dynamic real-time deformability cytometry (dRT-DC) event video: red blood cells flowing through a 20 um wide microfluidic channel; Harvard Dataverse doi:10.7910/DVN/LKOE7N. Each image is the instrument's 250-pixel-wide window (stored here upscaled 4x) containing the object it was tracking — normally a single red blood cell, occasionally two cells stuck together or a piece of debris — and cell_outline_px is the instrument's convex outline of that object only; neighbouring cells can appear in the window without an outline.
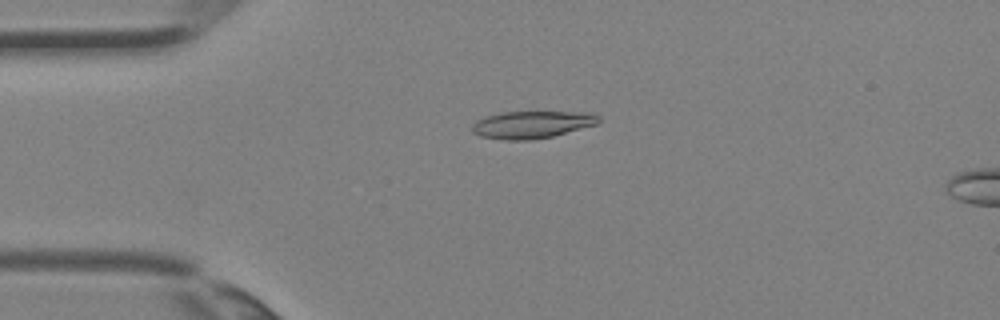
{"species": "Egyptian fruit bat (a non-hibernating species)", "species_latin": "Rousettus aegyptiacus", "temperature_condition": "room temperature", "stored_images_in_passage": 4, "camera_frame_rate_fps": 3000, "um_per_image_px": 0.085, "animal": {"sex": "female"}, "frame": {"image": 1, "passage_image": 3, "time_ms": 0.667, "image_size_px": [1000, 320], "cell_outline_px": [[600, 120], [596, 124], [552, 136], [532, 140], [508, 140], [480, 136], [472, 132], [472, 124], [476, 120], [484, 116], [500, 112], [592, 112], [600, 116]], "centroid_in_image_um": [45.19, 10.58], "position_along_channel_um": 39.8, "area_um2": 20.17}}